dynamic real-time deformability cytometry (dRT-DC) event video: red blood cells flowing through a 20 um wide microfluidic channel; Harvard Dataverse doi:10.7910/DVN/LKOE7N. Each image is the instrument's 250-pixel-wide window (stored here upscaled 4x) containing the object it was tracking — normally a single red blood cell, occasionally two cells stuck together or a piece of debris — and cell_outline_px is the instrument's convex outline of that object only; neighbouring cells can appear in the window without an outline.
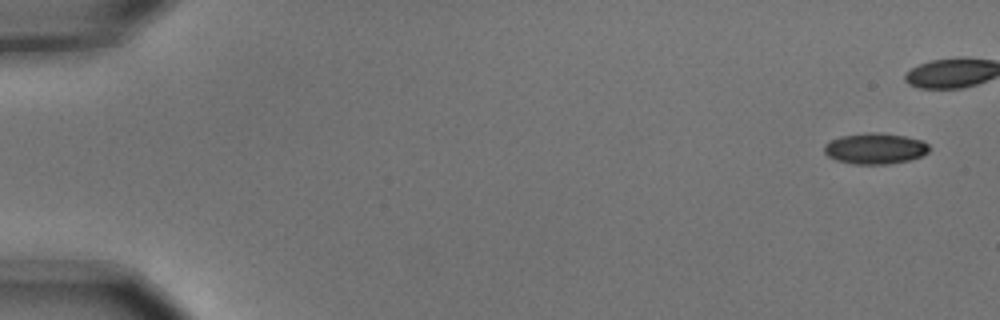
{"species": "common noctule bat (a hibernating species)", "species_latin": "Nyctalus noctula", "temperature_condition": "cold", "stored_images_in_passage": 6, "camera_frame_rate_fps": 3000, "um_per_image_px": 0.085, "animal": {"sex": "male", "body_mass_g": 15.6}, "frame": {"image": 1, "passage_image": 1, "time_ms": 0.0, "image_size_px": [1000, 320], "cell_outline_px": [[928, 152], [920, 156], [908, 160], [884, 164], [852, 164], [836, 160], [828, 156], [824, 152], [824, 144], [828, 140], [840, 136], [868, 132], [880, 132], [904, 136], [920, 140], [928, 144]], "centroid_in_image_um": [74.32, 12.61], "position_along_channel_um": 10.7, "area_um2": 18.9}}
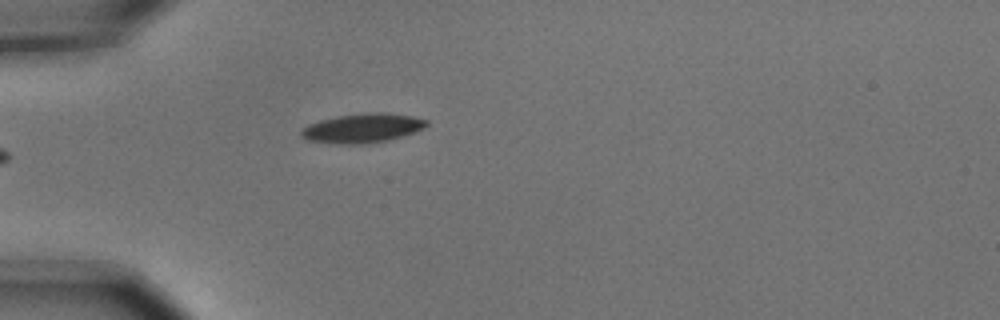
{"frame": {"image": 2, "passage_image": 6, "time_ms": 1.667, "image_size_px": [1000, 320], "cell_outline_px": [[428, 124], [424, 128], [404, 136], [388, 140], [364, 144], [344, 144], [308, 140], [300, 132], [308, 124], [320, 120], [336, 116], [368, 112], [384, 112], [412, 116], [428, 120]], "centroid_in_image_um": [30.86, 10.88], "position_along_channel_um": 54.1, "area_um2": 21.27}}